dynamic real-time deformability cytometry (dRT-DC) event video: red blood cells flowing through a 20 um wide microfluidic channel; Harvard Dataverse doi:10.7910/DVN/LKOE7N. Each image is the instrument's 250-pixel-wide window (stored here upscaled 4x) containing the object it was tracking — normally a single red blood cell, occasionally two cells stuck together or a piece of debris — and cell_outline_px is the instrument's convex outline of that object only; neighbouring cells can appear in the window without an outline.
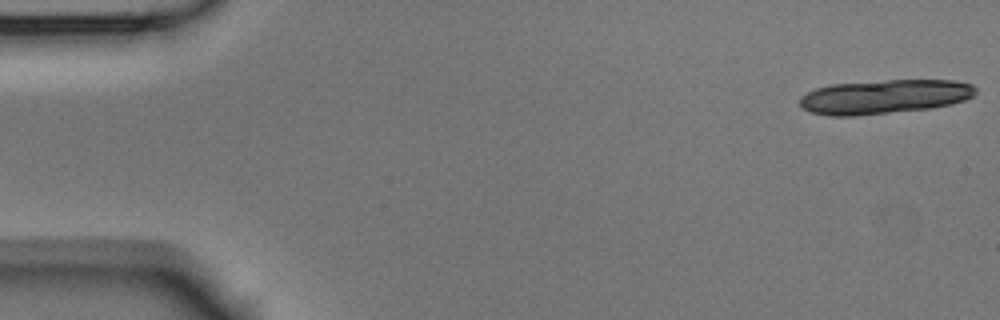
{"species": "Egyptian fruit bat (a non-hibernating species)", "species_latin": "Rousettus aegyptiacus", "temperature_condition": "room temperature", "stored_images_in_passage": 6, "camera_frame_rate_fps": 3000, "um_per_image_px": 0.085, "animal": {"sex": "male"}, "frame": {"image": 1, "passage_image": 1, "time_ms": 0.0, "image_size_px": [1000, 320], "cell_outline_px": [[976, 92], [972, 96], [964, 100], [948, 104], [928, 108], [856, 116], [828, 116], [808, 112], [800, 104], [800, 96], [816, 88], [832, 84], [884, 80], [952, 80], [972, 84], [976, 88]], "centroid_in_image_um": [75.12, 8.22], "position_along_channel_um": 9.9, "area_um2": 34.91}}